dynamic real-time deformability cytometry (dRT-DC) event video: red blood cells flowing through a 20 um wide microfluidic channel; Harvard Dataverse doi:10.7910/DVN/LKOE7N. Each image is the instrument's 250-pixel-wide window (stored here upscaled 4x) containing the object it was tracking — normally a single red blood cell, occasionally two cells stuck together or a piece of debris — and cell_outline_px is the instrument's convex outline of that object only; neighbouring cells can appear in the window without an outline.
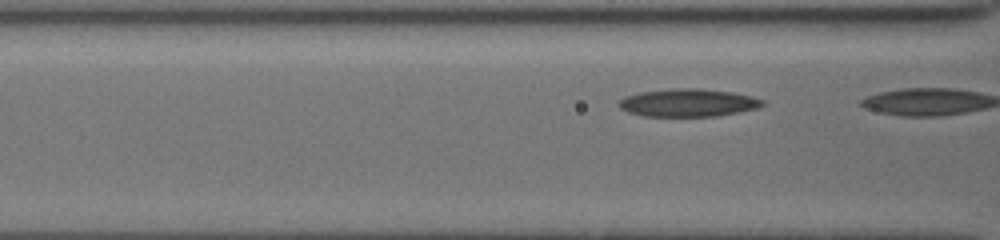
{"species": "common noctule bat (a hibernating species)", "species_latin": "Nyctalus noctula", "temperature_condition": "cold", "stored_images_in_passage": 6, "camera_frame_rate_fps": 3000, "um_per_image_px": 0.085, "animal": {"sex": "female", "body_mass_g": 19.5, "forearm_length_mm": 54.1}, "frame": {"image": 1, "passage_image": 5, "time_ms": 2.0, "image_size_px": [1000, 240], "cell_outline_px": [[764, 104], [756, 108], [740, 112], [716, 116], [644, 116], [628, 112], [620, 108], [616, 104], [624, 96], [640, 92], [676, 88], [700, 88], [732, 92], [752, 96], [764, 100]], "centroid_in_image_um": [58.47, 8.73], "position_along_channel_um": 108.1, "area_um2": 23.35}}